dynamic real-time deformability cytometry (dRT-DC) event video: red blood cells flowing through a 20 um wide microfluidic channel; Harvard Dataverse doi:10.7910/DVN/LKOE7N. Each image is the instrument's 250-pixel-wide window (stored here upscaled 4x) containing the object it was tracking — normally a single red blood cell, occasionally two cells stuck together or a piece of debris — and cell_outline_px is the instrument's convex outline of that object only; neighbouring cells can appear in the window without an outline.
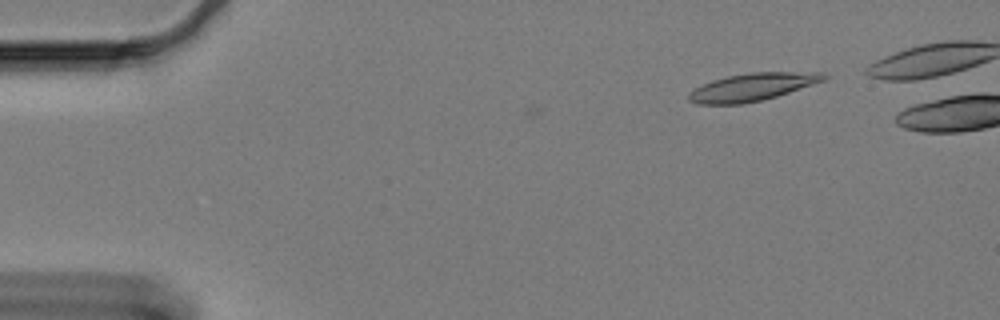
{"species": "Egyptian fruit bat (a non-hibernating species)", "species_latin": "Rousettus aegyptiacus", "temperature_condition": "cold", "stored_images_in_passage": 4, "camera_frame_rate_fps": 3000, "um_per_image_px": 0.085, "animal": {"sex": "female"}, "frame": {"image": 1, "passage_image": 1, "time_ms": 0.0, "image_size_px": [1000, 320], "cell_outline_px": [[828, 76], [824, 80], [776, 96], [760, 100], [740, 104], [696, 104], [688, 100], [688, 92], [712, 80], [728, 76], [752, 72], [820, 72]], "centroid_in_image_um": [63.9, 7.4], "position_along_channel_um": 21.1, "area_um2": 21.39}}